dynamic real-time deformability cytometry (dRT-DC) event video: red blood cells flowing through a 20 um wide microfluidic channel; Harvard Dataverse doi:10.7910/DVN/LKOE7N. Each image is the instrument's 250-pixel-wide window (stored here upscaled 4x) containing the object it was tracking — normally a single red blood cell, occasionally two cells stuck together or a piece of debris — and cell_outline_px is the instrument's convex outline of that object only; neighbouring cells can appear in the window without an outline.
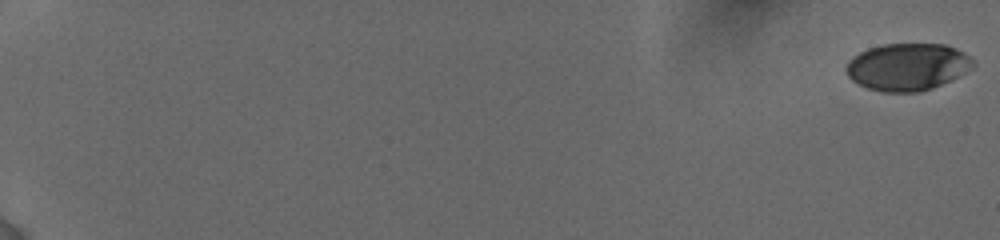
{"species": "human", "species_latin": "Homo sapiens", "temperature_condition": "cold", "stored_images_in_passage": 22, "camera_frame_rate_fps": 3000, "um_per_image_px": 0.085, "donor": {"sex": "female"}, "frame": {"image": 1, "passage_image": 1, "time_ms": 0.0, "image_size_px": [1000, 240], "cell_outline_px": [[976, 64], [972, 68], [952, 80], [932, 88], [920, 92], [884, 92], [868, 88], [852, 80], [848, 76], [844, 68], [848, 60], [852, 56], [868, 48], [884, 44], [944, 44], [956, 48], [964, 52]], "centroid_in_image_um": [77.13, 5.68], "position_along_channel_um": 7.9, "area_um2": 35.08}}
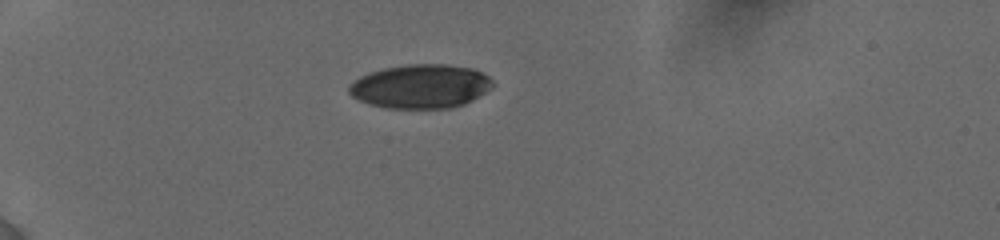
{"frame": {"image": 2, "passage_image": 16, "time_ms": 6.0, "image_size_px": [1000, 240], "cell_outline_px": [[496, 84], [492, 88], [472, 100], [464, 104], [452, 108], [388, 108], [372, 104], [360, 100], [352, 96], [348, 92], [348, 84], [360, 76], [368, 72], [384, 68], [408, 64], [448, 64], [472, 68], [488, 76]], "centroid_in_image_um": [35.76, 7.33], "position_along_channel_um": 49.2, "area_um2": 36.93}}
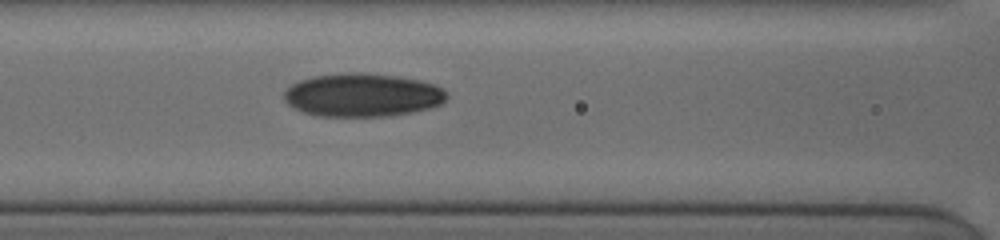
{"frame": {"image": 3, "passage_image": 22, "time_ms": 9.333, "image_size_px": [1000, 240], "cell_outline_px": [[448, 96], [440, 104], [432, 108], [412, 112], [388, 116], [320, 116], [304, 112], [288, 104], [284, 100], [284, 92], [292, 84], [300, 80], [312, 76], [348, 72], [360, 72], [396, 76], [420, 80], [436, 84], [444, 88]], "centroid_in_image_um": [30.84, 8.07], "position_along_channel_um": 135.8, "area_um2": 41.21}}